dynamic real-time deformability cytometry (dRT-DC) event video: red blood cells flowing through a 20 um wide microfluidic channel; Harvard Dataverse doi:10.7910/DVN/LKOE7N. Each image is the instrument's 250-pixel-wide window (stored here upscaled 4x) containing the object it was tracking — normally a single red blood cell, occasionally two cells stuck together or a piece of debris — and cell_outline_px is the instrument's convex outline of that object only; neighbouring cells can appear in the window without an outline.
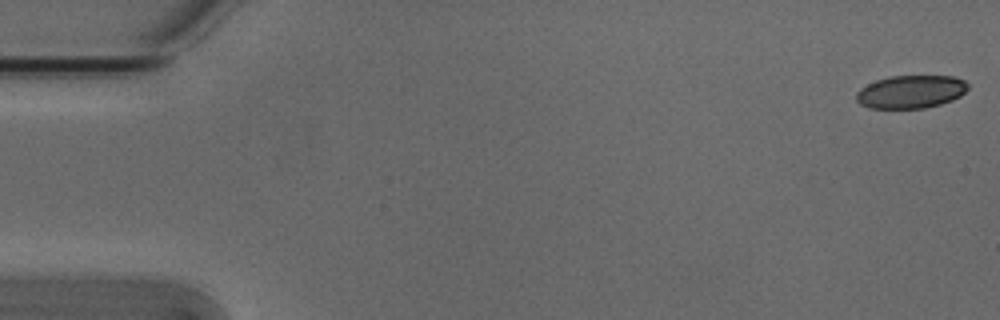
{"species": "Egyptian fruit bat (a non-hibernating species)", "species_latin": "Rousettus aegyptiacus", "temperature_condition": "cold", "stored_images_in_passage": 54, "camera_frame_rate_fps": 3000, "um_per_image_px": 0.085, "animal": {"sex": "male"}, "frame": {"image": 1, "passage_image": 1, "time_ms": 0.0, "image_size_px": [1000, 320], "cell_outline_px": [[968, 88], [960, 96], [952, 100], [940, 104], [924, 108], [868, 108], [860, 104], [856, 100], [856, 92], [860, 88], [876, 80], [892, 76], [952, 76], [964, 80], [968, 84]], "centroid_in_image_um": [77.41, 7.8], "position_along_channel_um": 7.6, "area_um2": 21.44}}
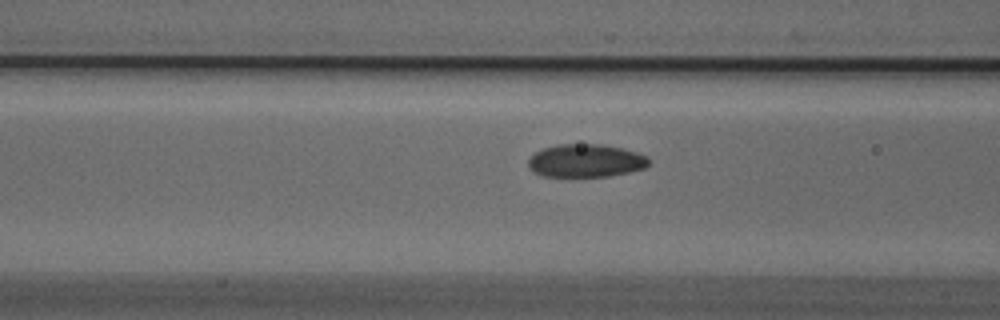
{"frame": {"image": 2, "passage_image": 21, "time_ms": 6.667, "image_size_px": [1000, 320], "cell_outline_px": [[648, 164], [644, 168], [628, 172], [608, 176], [544, 176], [532, 172], [528, 168], [528, 160], [536, 152], [544, 148], [556, 144], [600, 144], [624, 148], [648, 156]], "centroid_in_image_um": [49.77, 13.65], "position_along_channel_um": 116.8, "area_um2": 23.18}}
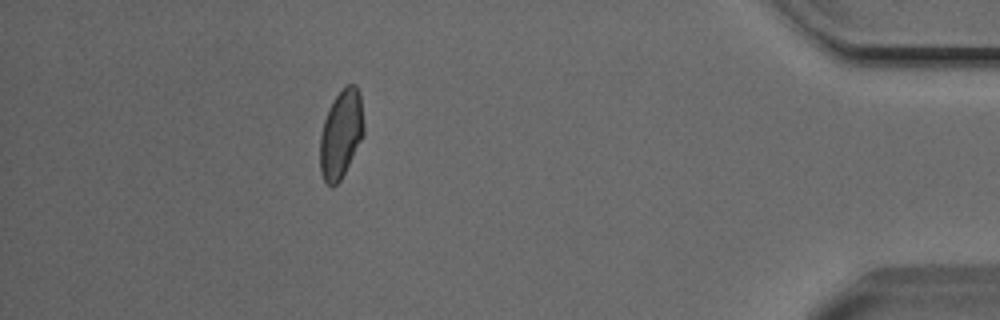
{"frame": {"image": 3, "passage_image": 48, "time_ms": 15.667, "image_size_px": [1000, 320], "cell_outline_px": [[364, 136], [340, 180], [332, 188], [324, 180], [320, 172], [320, 136], [324, 120], [328, 108], [332, 100], [348, 84], [356, 84], [360, 92], [364, 124]], "centroid_in_image_um": [28.99, 11.38], "position_along_channel_um": 406.2, "area_um2": 22.6}, "authors_computed_cell_mechanics": {"area_um2": 22.9177, "velocity_mm_per_s": 3.8081, "shape_relaxation_time_tau1_ms": 4.6564, "shape_relaxation_time_tau2_ms": 1.6715, "deformation_change_tau1": 0.1103, "deformation_change_tau2": 0.0519}}